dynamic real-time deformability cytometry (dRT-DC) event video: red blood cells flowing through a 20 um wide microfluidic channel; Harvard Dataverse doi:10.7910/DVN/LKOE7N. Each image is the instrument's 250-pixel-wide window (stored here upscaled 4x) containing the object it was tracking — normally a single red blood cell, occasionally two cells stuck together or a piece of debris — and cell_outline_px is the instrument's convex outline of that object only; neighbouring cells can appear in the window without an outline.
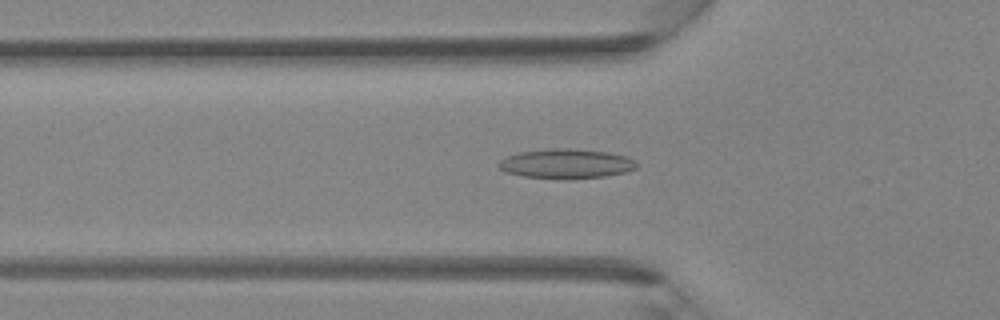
{"species": "Egyptian fruit bat (a non-hibernating species)", "species_latin": "Rousettus aegyptiacus", "temperature_condition": "room temperature", "stored_images_in_passage": 32, "camera_frame_rate_fps": 3000, "um_per_image_px": 0.085, "animal": {"sex": "female"}, "frame": {"image": 1, "passage_image": 4, "time_ms": 1.0, "image_size_px": [1000, 320], "cell_outline_px": [[636, 168], [624, 172], [604, 176], [524, 176], [508, 172], [500, 168], [496, 164], [500, 160], [508, 156], [520, 152], [552, 148], [576, 148], [608, 152], [624, 156], [632, 160], [636, 164]], "centroid_in_image_um": [48.11, 13.85], "position_along_channel_um": 77.7, "area_um2": 22.54}}
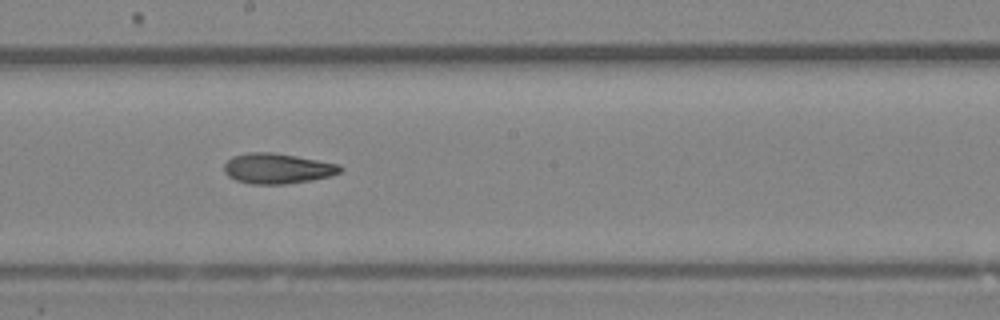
{"frame": {"image": 2, "passage_image": 13, "time_ms": 4.0, "image_size_px": [1000, 320], "cell_outline_px": [[344, 168], [340, 172], [332, 176], [312, 180], [284, 184], [252, 184], [236, 180], [228, 176], [224, 172], [224, 164], [232, 156], [248, 152], [272, 152], [296, 156], [340, 164]], "centroid_in_image_um": [23.59, 14.32], "position_along_channel_um": 224.6, "area_um2": 20.63}}
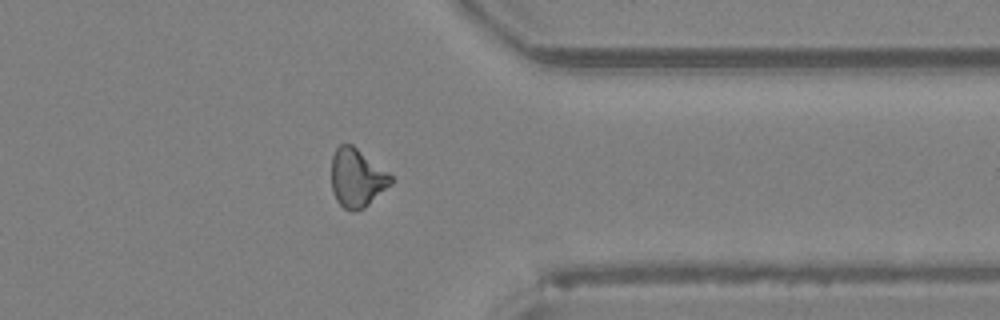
{"frame": {"image": 3, "passage_image": 23, "time_ms": 7.333, "image_size_px": [1000, 320], "cell_outline_px": [[392, 184], [364, 208], [356, 212], [352, 212], [344, 208], [336, 200], [332, 192], [332, 156], [336, 148], [340, 144], [352, 144], [388, 172], [392, 176]], "centroid_in_image_um": [30.33, 15.14], "position_along_channel_um": 381.1, "area_um2": 20.29}}